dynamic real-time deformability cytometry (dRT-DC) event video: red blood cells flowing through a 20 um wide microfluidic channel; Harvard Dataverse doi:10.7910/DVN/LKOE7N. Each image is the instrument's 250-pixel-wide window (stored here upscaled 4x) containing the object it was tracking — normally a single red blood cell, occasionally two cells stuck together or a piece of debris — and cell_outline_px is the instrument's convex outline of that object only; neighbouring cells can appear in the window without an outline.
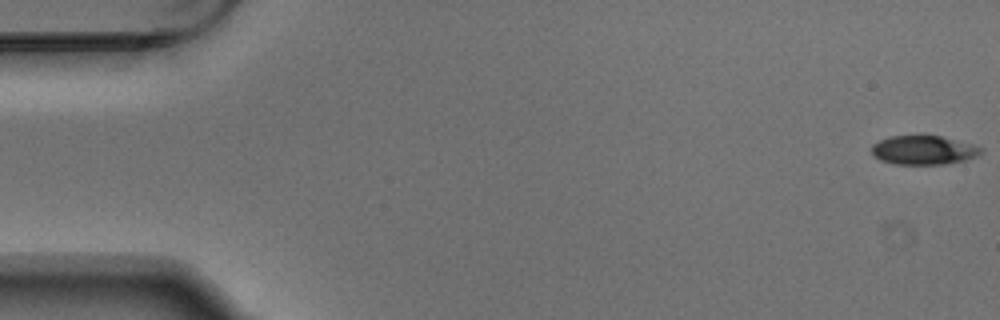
{"species": "Egyptian fruit bat (a non-hibernating species)", "species_latin": "Rousettus aegyptiacus", "temperature_condition": "warm", "stored_images_in_passage": 5, "camera_frame_rate_fps": 3000, "um_per_image_px": 0.085, "animal": {"sex": "male"}, "frame": {"image": 1, "passage_image": 1, "time_ms": 0.0, "image_size_px": [1000, 320], "cell_outline_px": [[984, 152], [976, 156], [964, 160], [944, 164], [892, 164], [880, 160], [872, 156], [872, 144], [888, 136], [940, 136], [972, 144], [980, 148]], "centroid_in_image_um": [78.45, 12.76], "position_along_channel_um": 6.5, "area_um2": 18.38}}
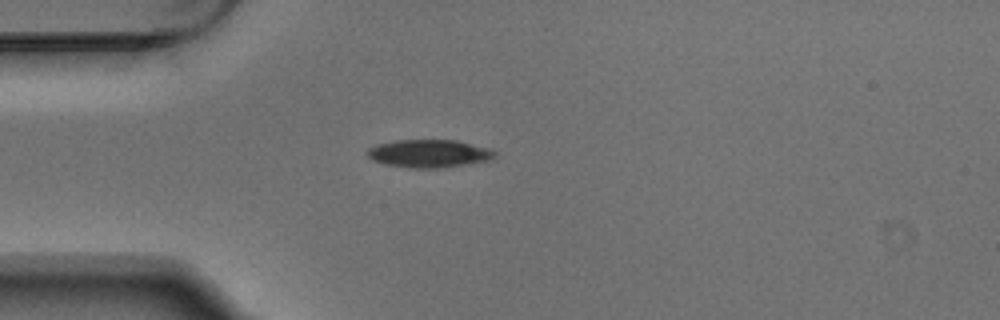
{"frame": {"image": 2, "passage_image": 4, "time_ms": 1.0, "image_size_px": [1000, 320], "cell_outline_px": [[496, 156], [488, 160], [440, 168], [408, 168], [384, 164], [372, 160], [368, 156], [368, 148], [380, 144], [396, 140], [456, 140], [492, 148], [496, 152]], "centroid_in_image_um": [36.49, 13.05], "position_along_channel_um": 48.5, "area_um2": 20.69}}